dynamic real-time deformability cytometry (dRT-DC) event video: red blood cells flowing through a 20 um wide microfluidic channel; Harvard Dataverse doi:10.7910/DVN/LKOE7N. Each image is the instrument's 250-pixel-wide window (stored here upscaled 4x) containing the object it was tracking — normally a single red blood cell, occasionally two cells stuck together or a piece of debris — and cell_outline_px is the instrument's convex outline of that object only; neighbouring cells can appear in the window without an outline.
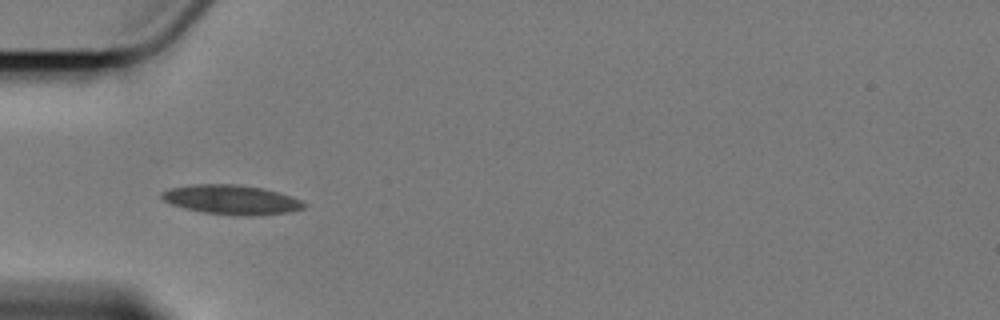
{"species": "Egyptian fruit bat (a non-hibernating species)", "species_latin": "Rousettus aegyptiacus", "temperature_condition": "cold", "stored_images_in_passage": 4, "camera_frame_rate_fps": 3000, "um_per_image_px": 0.085, "animal": {"sex": "female"}, "frame": {"image": 1, "passage_image": 3, "time_ms": 2.667, "image_size_px": [1000, 320], "cell_outline_px": [[308, 204], [304, 208], [288, 212], [260, 216], [236, 216], [204, 212], [184, 208], [172, 204], [164, 200], [160, 196], [160, 192], [168, 188], [192, 184], [236, 184], [260, 188], [276, 192], [300, 200]], "centroid_in_image_um": [19.64, 16.98], "position_along_channel_um": 65.4, "area_um2": 24.45}}
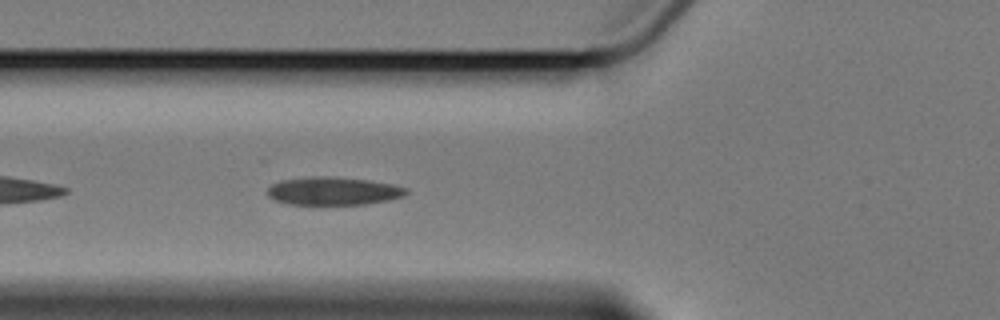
{"frame": {"image": 2, "passage_image": 4, "time_ms": 3.667, "image_size_px": [1000, 320], "cell_outline_px": [[408, 192], [404, 196], [388, 200], [368, 204], [288, 204], [276, 200], [268, 196], [268, 188], [272, 184], [280, 180], [312, 176], [336, 176], [368, 180], [392, 184], [408, 188]], "centroid_in_image_um": [28.35, 16.22], "position_along_channel_um": 97.5, "area_um2": 22.77}}